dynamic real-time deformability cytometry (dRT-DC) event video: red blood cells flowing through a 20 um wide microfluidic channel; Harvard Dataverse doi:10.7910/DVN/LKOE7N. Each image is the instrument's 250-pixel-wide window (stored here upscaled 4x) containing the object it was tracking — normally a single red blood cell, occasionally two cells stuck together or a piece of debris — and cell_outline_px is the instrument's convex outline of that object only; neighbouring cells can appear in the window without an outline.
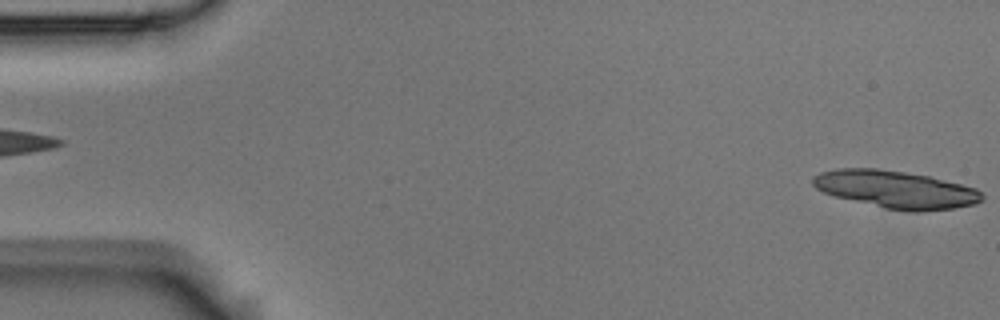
{"species": "Egyptian fruit bat (a non-hibernating species)", "species_latin": "Rousettus aegyptiacus", "temperature_condition": "room temperature", "stored_images_in_passage": 5, "camera_frame_rate_fps": 3000, "um_per_image_px": 0.085, "animal": {"sex": "male"}, "frame": {"image": 1, "passage_image": 1, "time_ms": 0.0, "image_size_px": [1000, 320], "cell_outline_px": [[984, 200], [976, 204], [952, 208], [916, 212], [888, 208], [836, 196], [824, 192], [816, 188], [812, 184], [812, 176], [820, 172], [836, 168], [876, 168], [904, 172], [928, 176], [976, 188], [984, 196]], "centroid_in_image_um": [76.14, 16.09], "position_along_channel_um": 8.9, "area_um2": 36.53}}